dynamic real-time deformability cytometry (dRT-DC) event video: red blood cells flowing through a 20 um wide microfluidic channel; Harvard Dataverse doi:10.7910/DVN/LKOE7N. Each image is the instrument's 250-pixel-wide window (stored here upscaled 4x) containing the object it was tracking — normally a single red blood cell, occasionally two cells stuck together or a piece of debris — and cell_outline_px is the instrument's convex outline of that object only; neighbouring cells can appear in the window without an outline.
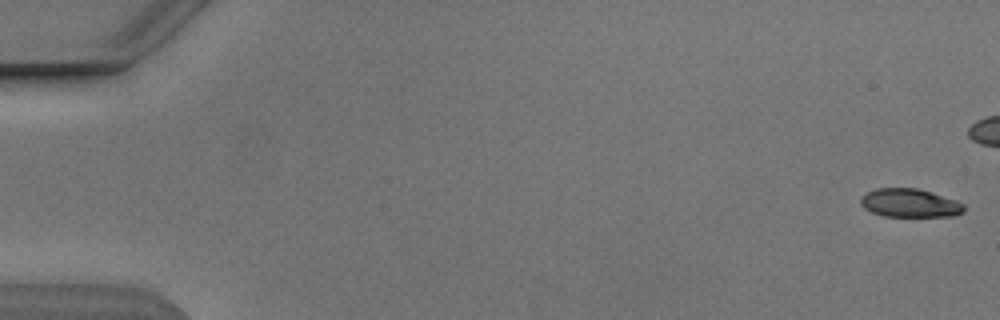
{"species": "Egyptian fruit bat (a non-hibernating species)", "species_latin": "Rousettus aegyptiacus", "temperature_condition": "cold", "stored_images_in_passage": 44, "camera_frame_rate_fps": 3000, "um_per_image_px": 0.085, "animal": {"sex": "male"}, "frame": {"image": 1, "passage_image": 1, "time_ms": 0.0, "image_size_px": [1000, 320], "cell_outline_px": [[964, 212], [956, 216], [884, 216], [872, 212], [864, 208], [860, 204], [860, 196], [876, 188], [916, 188], [932, 192], [956, 200], [964, 204]], "centroid_in_image_um": [77.33, 17.25], "position_along_channel_um": 7.7, "area_um2": 17.22}}
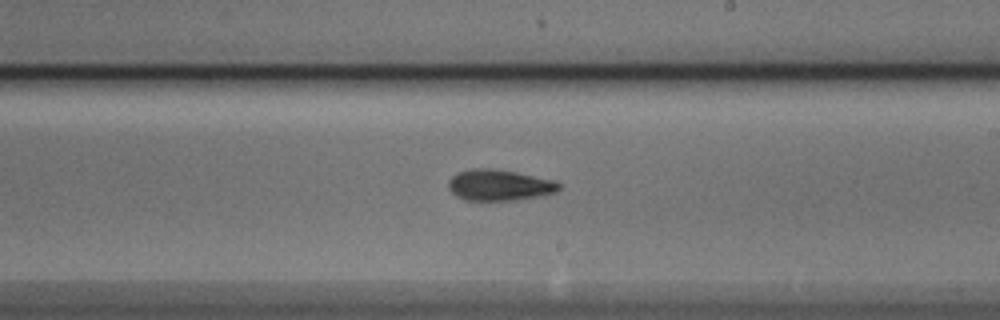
{"frame": {"image": 2, "passage_image": 32, "time_ms": 10.333, "image_size_px": [1000, 320], "cell_outline_px": [[560, 188], [556, 192], [516, 200], [464, 200], [456, 196], [448, 188], [448, 180], [456, 172], [472, 168], [492, 168], [516, 172], [552, 180], [560, 184]], "centroid_in_image_um": [42.38, 15.72], "position_along_channel_um": 246.6, "area_um2": 19.94}}
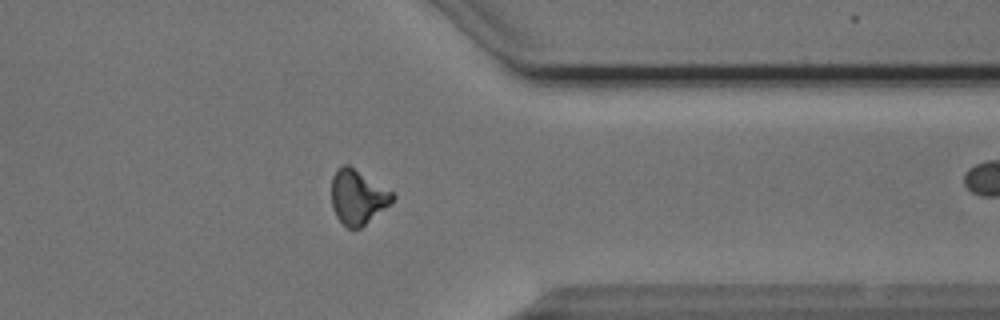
{"frame": {"image": 3, "passage_image": 43, "time_ms": 14.0, "image_size_px": [1000, 320], "cell_outline_px": [[396, 196], [388, 204], [360, 228], [348, 228], [336, 216], [332, 208], [332, 176], [336, 168], [344, 164], [348, 164], [392, 192]], "centroid_in_image_um": [30.35, 16.72], "position_along_channel_um": 381.0, "area_um2": 18.9}}